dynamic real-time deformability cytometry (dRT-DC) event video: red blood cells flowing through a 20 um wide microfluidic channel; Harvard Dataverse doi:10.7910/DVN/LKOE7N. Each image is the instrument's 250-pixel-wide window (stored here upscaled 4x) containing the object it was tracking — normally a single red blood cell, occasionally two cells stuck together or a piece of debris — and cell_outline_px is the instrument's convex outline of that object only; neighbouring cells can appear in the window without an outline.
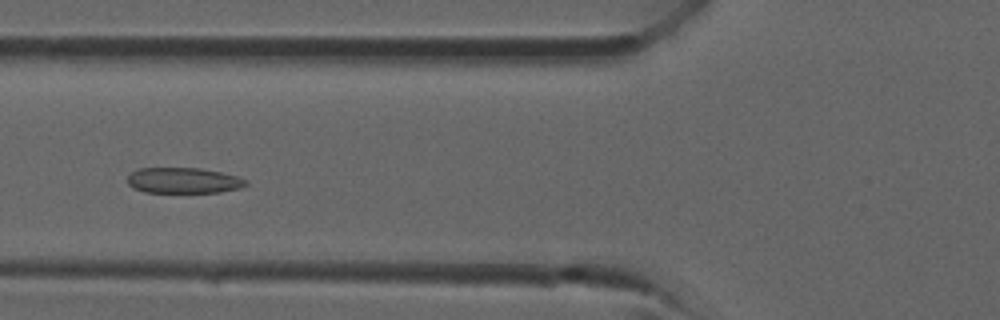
{"species": "common noctule bat (a hibernating species)", "species_latin": "Nyctalus noctula", "temperature_condition": "room temperature", "stored_images_in_passage": 27, "camera_frame_rate_fps": 3000, "um_per_image_px": 0.085, "animal": {"sex": "male", "forearm_length_mm": 52.5}, "frame": {"image": 1, "passage_image": 4, "time_ms": 1.0, "image_size_px": [1000, 320], "cell_outline_px": [[248, 184], [240, 188], [220, 192], [144, 192], [132, 188], [128, 184], [128, 176], [132, 172], [140, 168], [200, 168], [220, 172], [236, 176], [248, 180]], "centroid_in_image_um": [15.59, 15.34], "position_along_channel_um": 110.2, "area_um2": 17.69}}
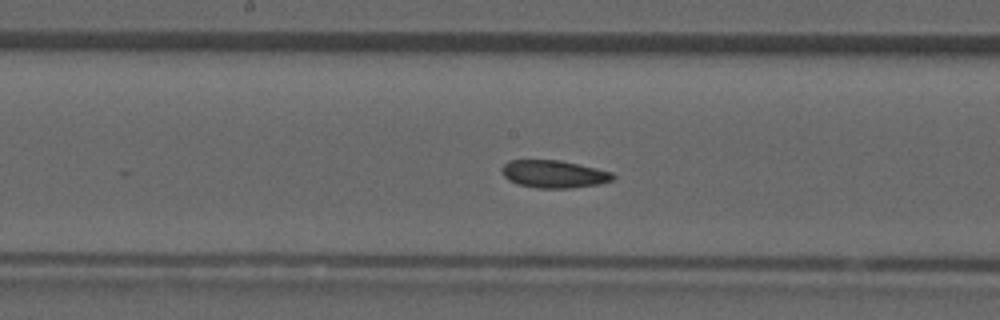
{"frame": {"image": 2, "passage_image": 9, "time_ms": 2.667, "image_size_px": [1000, 320], "cell_outline_px": [[616, 176], [612, 180], [600, 184], [572, 188], [536, 188], [520, 184], [508, 180], [504, 176], [504, 164], [508, 160], [560, 160], [596, 168], [612, 172]], "centroid_in_image_um": [47.12, 14.8], "position_along_channel_um": 201.1, "area_um2": 17.74}}
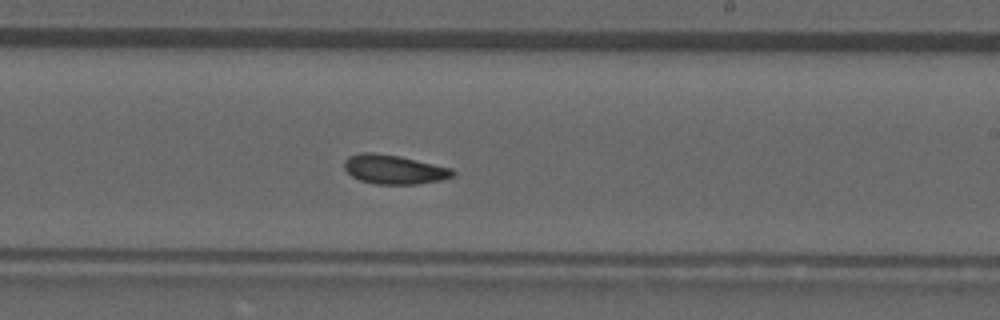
{"frame": {"image": 3, "passage_image": 12, "time_ms": 3.667, "image_size_px": [1000, 320], "cell_outline_px": [[456, 172], [452, 176], [440, 180], [416, 184], [376, 184], [360, 180], [352, 176], [344, 168], [344, 160], [348, 156], [360, 152], [372, 152], [400, 156], [452, 168]], "centroid_in_image_um": [33.47, 14.39], "position_along_channel_um": 255.5, "area_um2": 18.44}}